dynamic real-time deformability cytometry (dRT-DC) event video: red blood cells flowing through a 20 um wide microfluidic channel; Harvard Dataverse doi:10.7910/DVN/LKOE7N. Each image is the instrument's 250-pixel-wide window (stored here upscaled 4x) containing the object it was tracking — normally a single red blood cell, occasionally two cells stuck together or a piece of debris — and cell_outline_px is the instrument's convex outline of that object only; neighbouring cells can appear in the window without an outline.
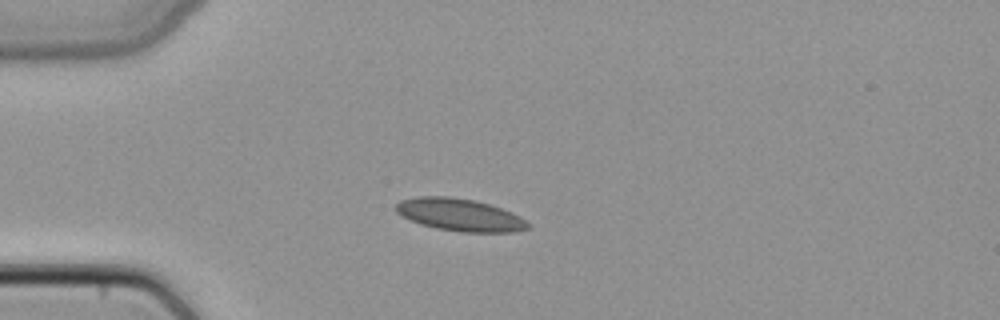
{"species": "common noctule bat (a hibernating species)", "species_latin": "Nyctalus noctula", "temperature_condition": "cold", "stored_images_in_passage": 37, "camera_frame_rate_fps": 3000, "um_per_image_px": 0.085, "animal": {"sex": "female", "body_mass_g": 22.7, "forearm_length_mm": 54.2}, "frame": {"image": 1, "passage_image": 1, "time_ms": 0.0, "image_size_px": [1000, 320], "cell_outline_px": [[532, 228], [516, 232], [460, 232], [436, 228], [420, 224], [400, 216], [396, 212], [396, 204], [400, 200], [420, 196], [448, 196], [476, 200], [512, 212], [520, 216], [532, 224]], "centroid_in_image_um": [39.12, 18.27], "position_along_channel_um": 45.9, "area_um2": 25.26}}
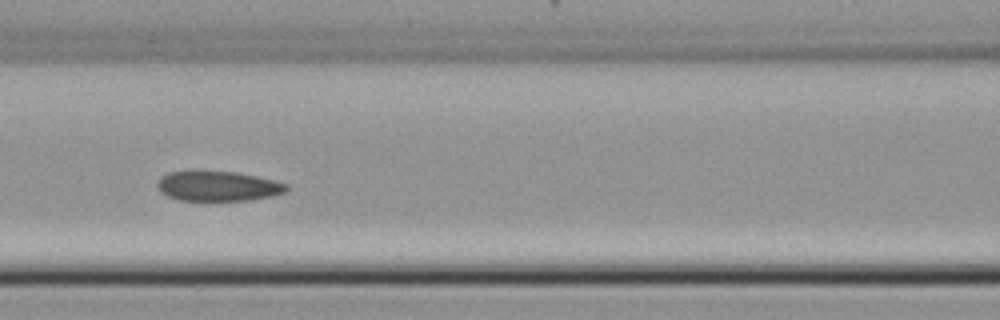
{"frame": {"image": 2, "passage_image": 10, "time_ms": 3.0, "image_size_px": [1000, 320], "cell_outline_px": [[288, 188], [284, 192], [272, 196], [248, 200], [180, 200], [168, 196], [160, 192], [156, 188], [156, 184], [160, 176], [168, 172], [192, 168], [236, 172], [256, 176], [288, 184]], "centroid_in_image_um": [18.43, 15.77], "position_along_channel_um": 148.2, "area_um2": 23.24}}
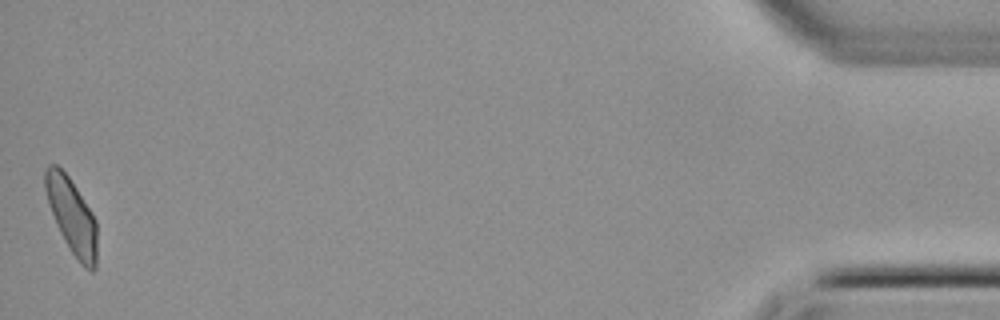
{"frame": {"image": 3, "passage_image": 37, "time_ms": 12.0, "image_size_px": [1000, 320], "cell_outline_px": [[96, 268], [92, 272], [84, 268], [80, 264], [64, 240], [56, 224], [44, 188], [44, 168], [48, 164], [56, 164], [68, 176], [92, 212], [96, 220]], "centroid_in_image_um": [6.1, 18.36], "position_along_channel_um": 429.1, "area_um2": 22.6}}